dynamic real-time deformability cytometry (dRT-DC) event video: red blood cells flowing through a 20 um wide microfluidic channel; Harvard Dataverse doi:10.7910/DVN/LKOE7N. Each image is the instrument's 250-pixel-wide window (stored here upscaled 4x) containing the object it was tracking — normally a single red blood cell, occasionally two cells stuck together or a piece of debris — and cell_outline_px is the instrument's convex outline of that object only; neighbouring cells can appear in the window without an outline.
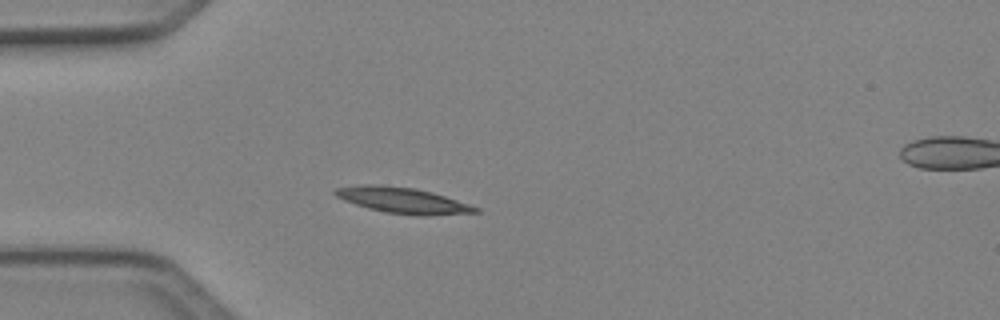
{"species": "Egyptian fruit bat (a non-hibernating species)", "species_latin": "Rousettus aegyptiacus", "temperature_condition": "cold", "stored_images_in_passage": 4, "segment_of_instrument_passage": [1, 2], "camera_frame_rate_fps": 3000, "um_per_image_px": 0.085, "animal": {"sex": "female"}, "frame": {"image": 1, "passage_image": 3, "time_ms": 0.667, "image_size_px": [1000, 320], "cell_outline_px": [[480, 212], [424, 216], [416, 216], [384, 212], [368, 208], [344, 200], [336, 196], [332, 192], [336, 188], [360, 184], [380, 184], [416, 188], [432, 192], [472, 204], [480, 208]], "centroid_in_image_um": [34.27, 17.03], "position_along_channel_um": 50.7, "area_um2": 21.44}}